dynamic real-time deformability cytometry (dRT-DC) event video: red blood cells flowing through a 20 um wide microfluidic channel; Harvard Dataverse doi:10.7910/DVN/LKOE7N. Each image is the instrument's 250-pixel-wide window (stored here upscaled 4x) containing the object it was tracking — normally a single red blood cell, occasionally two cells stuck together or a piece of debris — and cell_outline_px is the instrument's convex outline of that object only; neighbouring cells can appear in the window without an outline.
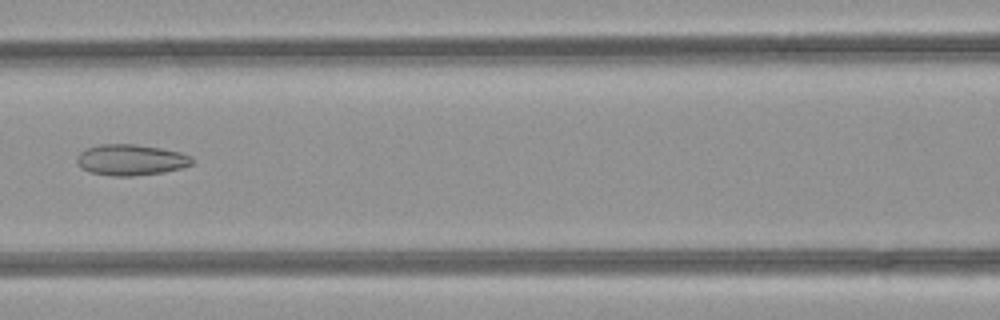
{"species": "common noctule bat (a hibernating species)", "species_latin": "Nyctalus noctula", "temperature_condition": "room temperature", "stored_images_in_passage": 4, "camera_frame_rate_fps": 3000, "um_per_image_px": 0.085, "animal": {"sex": "female", "body_mass_g": 21.9}, "frame": {"image": 1, "passage_image": 4, "time_ms": 1.0, "image_size_px": [1000, 320], "cell_outline_px": [[192, 164], [180, 168], [164, 172], [132, 176], [112, 176], [88, 172], [80, 168], [76, 164], [76, 160], [80, 152], [88, 148], [100, 144], [132, 144], [160, 148], [180, 152], [192, 156]], "centroid_in_image_um": [11.09, 13.6], "position_along_channel_um": 155.5, "area_um2": 20.81}}